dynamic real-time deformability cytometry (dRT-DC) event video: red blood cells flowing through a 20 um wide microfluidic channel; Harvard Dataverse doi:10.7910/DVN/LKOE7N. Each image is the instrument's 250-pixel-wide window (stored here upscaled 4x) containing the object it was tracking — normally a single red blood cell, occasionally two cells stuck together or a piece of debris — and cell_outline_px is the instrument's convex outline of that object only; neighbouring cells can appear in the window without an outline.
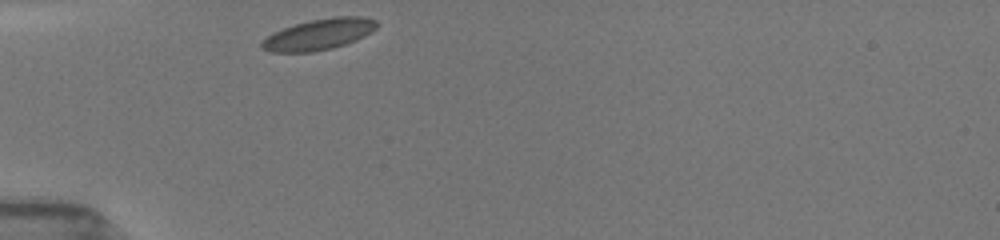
{"species": "common noctule bat (a hibernating species)", "species_latin": "Nyctalus noctula", "temperature_condition": "room temperature", "stored_images_in_passage": 28, "camera_frame_rate_fps": 3000, "um_per_image_px": 0.085, "animal": {"sex": "female", "body_mass_g": 19.5, "forearm_length_mm": 54.1}, "frame": {"image": 1, "passage_image": 1, "time_ms": 0.0, "image_size_px": [1000, 240], "cell_outline_px": [[376, 28], [372, 32], [356, 40], [332, 48], [312, 52], [272, 52], [260, 48], [260, 44], [268, 36], [284, 28], [308, 20], [332, 16], [364, 16], [376, 20]], "centroid_in_image_um": [27.13, 2.91], "position_along_channel_um": 57.9, "area_um2": 20.69}}
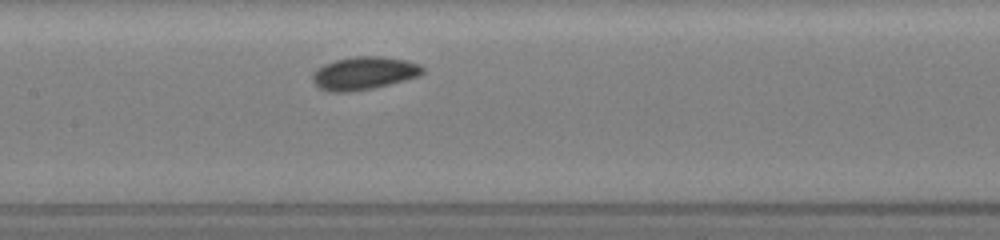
{"frame": {"image": 2, "passage_image": 11, "time_ms": 3.333, "image_size_px": [1000, 240], "cell_outline_px": [[424, 72], [420, 76], [372, 88], [348, 92], [328, 92], [320, 88], [312, 80], [312, 76], [316, 68], [324, 64], [336, 60], [356, 56], [380, 56], [408, 60], [420, 64], [424, 68]], "centroid_in_image_um": [30.95, 6.21], "position_along_channel_um": 176.5, "area_um2": 21.15}}
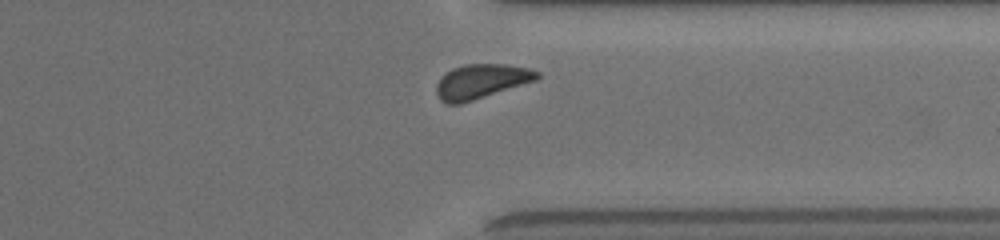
{"frame": {"image": 3, "passage_image": 25, "time_ms": 8.333, "image_size_px": [1000, 240], "cell_outline_px": [[540, 76], [536, 80], [460, 104], [448, 104], [440, 100], [436, 92], [436, 84], [452, 68], [464, 64], [508, 64], [528, 68], [540, 72]], "centroid_in_image_um": [40.91, 6.91], "position_along_channel_um": 370.5, "area_um2": 20.0}, "authors_computed_cell_mechanics": {"area_um2": 20.1722, "velocity_mm_per_s": 3.8762, "shape_relaxation_time_tau1_ms": 1.1201, "shape_relaxation_time_tau2_ms": null, "deformation_change_tau1": 0.043, "deformation_change_tau2": null}}